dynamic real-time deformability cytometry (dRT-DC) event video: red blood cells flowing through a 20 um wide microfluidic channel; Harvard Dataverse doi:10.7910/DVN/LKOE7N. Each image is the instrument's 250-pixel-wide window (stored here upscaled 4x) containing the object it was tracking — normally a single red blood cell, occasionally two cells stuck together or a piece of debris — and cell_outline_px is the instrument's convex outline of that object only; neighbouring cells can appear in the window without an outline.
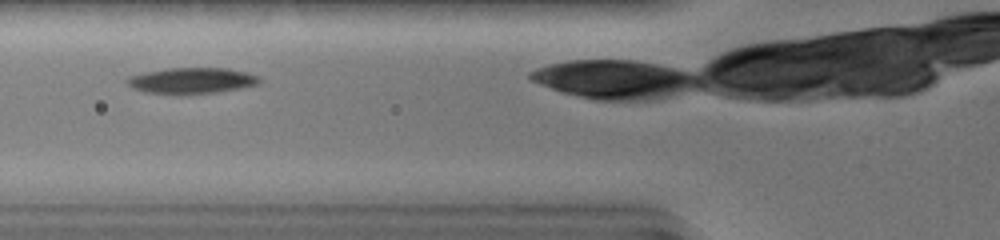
{"species": "common noctule bat (a hibernating species)", "species_latin": "Nyctalus noctula", "temperature_condition": "warm", "stored_images_in_passage": 25, "camera_frame_rate_fps": 3000, "um_per_image_px": 0.085, "animal": {"sex": "female", "body_mass_g": 19.0, "forearm_length_mm": 51.5}, "frame": {"image": 1, "passage_image": 4, "time_ms": 1.0, "image_size_px": [1000, 240], "cell_outline_px": [[260, 84], [240, 88], [216, 92], [180, 96], [144, 92], [132, 88], [124, 80], [128, 76], [144, 72], [168, 68], [228, 68], [248, 72], [260, 76]], "centroid_in_image_um": [16.27, 6.87], "position_along_channel_um": 109.5, "area_um2": 20.63}}